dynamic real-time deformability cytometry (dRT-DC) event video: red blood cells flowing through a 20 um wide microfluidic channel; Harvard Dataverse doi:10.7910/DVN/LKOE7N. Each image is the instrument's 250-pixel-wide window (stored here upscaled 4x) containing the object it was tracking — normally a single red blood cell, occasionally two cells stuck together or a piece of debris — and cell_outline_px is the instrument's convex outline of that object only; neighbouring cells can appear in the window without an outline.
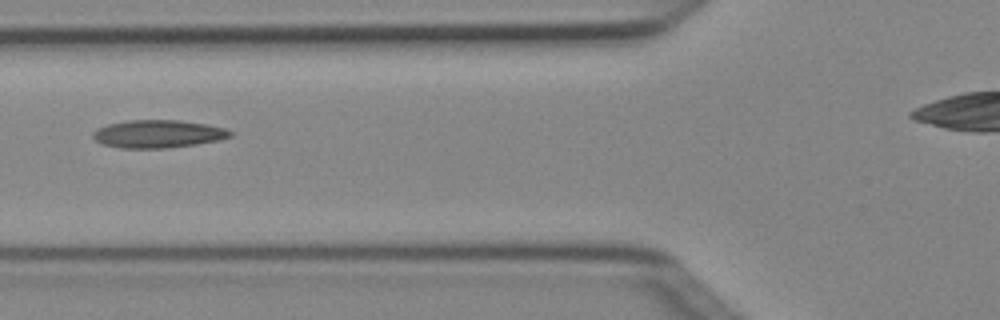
{"species": "Egyptian fruit bat (a non-hibernating species)", "species_latin": "Rousettus aegyptiacus", "temperature_condition": "cold", "stored_images_in_passage": 7, "camera_frame_rate_fps": 3000, "um_per_image_px": 0.085, "animal": {"sex": "female"}, "frame": {"image": 1, "passage_image": 6, "time_ms": 1.667, "image_size_px": [1000, 320], "cell_outline_px": [[232, 136], [220, 140], [196, 144], [168, 148], [120, 148], [104, 144], [96, 140], [92, 136], [92, 132], [96, 128], [108, 124], [128, 120], [180, 120], [204, 124], [224, 128], [232, 132]], "centroid_in_image_um": [13.42, 11.38], "position_along_channel_um": 112.4, "area_um2": 22.25}}
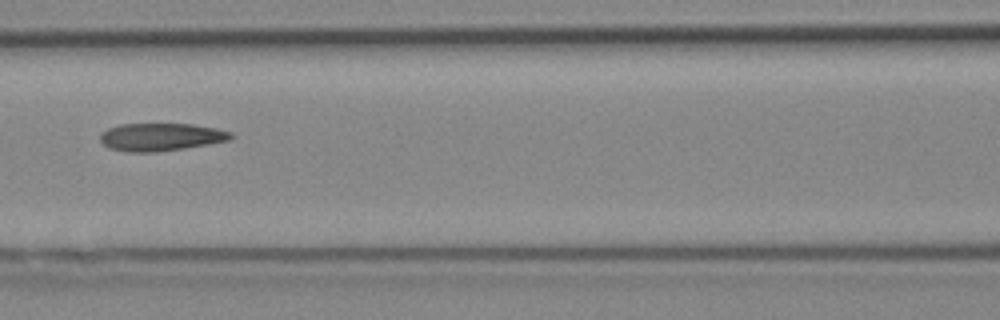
{"frame": {"image": 2, "passage_image": 7, "time_ms": 2.0, "image_size_px": [1000, 320], "cell_outline_px": [[236, 136], [228, 140], [208, 144], [184, 148], [156, 152], [128, 152], [108, 148], [100, 140], [100, 132], [108, 128], [120, 124], [192, 124], [216, 128], [232, 132]], "centroid_in_image_um": [13.67, 11.64], "position_along_channel_um": 152.9, "area_um2": 21.21}}